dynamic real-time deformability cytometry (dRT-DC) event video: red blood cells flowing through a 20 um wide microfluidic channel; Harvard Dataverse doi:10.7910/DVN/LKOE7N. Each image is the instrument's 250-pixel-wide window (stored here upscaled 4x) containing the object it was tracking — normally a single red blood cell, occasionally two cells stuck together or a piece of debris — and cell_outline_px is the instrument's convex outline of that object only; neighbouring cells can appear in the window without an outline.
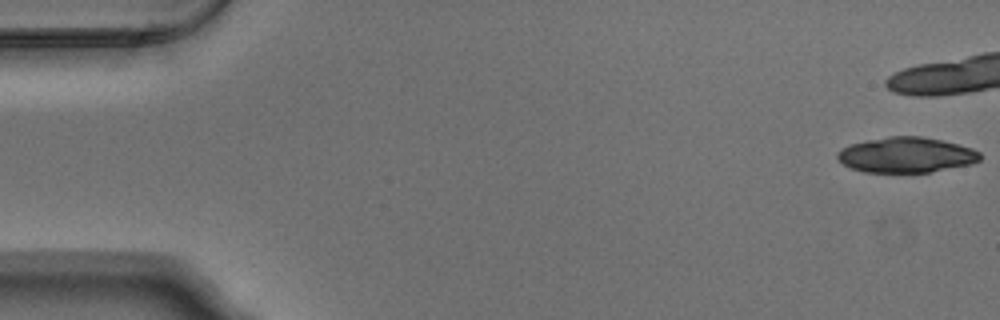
{"species": "Egyptian fruit bat (a non-hibernating species)", "species_latin": "Rousettus aegyptiacus", "temperature_condition": "warm", "stored_images_in_passage": 12, "camera_frame_rate_fps": 3000, "um_per_image_px": 0.085, "animal": {"sex": "male"}, "frame": {"image": 1, "passage_image": 1, "time_ms": 0.0, "image_size_px": [1000, 320], "cell_outline_px": [[980, 160], [972, 164], [932, 172], [864, 172], [852, 168], [844, 164], [836, 156], [836, 152], [840, 148], [852, 144], [868, 140], [888, 136], [920, 136], [940, 140], [972, 148], [980, 152]], "centroid_in_image_um": [77.03, 13.17], "position_along_channel_um": 8.0, "area_um2": 29.3}}